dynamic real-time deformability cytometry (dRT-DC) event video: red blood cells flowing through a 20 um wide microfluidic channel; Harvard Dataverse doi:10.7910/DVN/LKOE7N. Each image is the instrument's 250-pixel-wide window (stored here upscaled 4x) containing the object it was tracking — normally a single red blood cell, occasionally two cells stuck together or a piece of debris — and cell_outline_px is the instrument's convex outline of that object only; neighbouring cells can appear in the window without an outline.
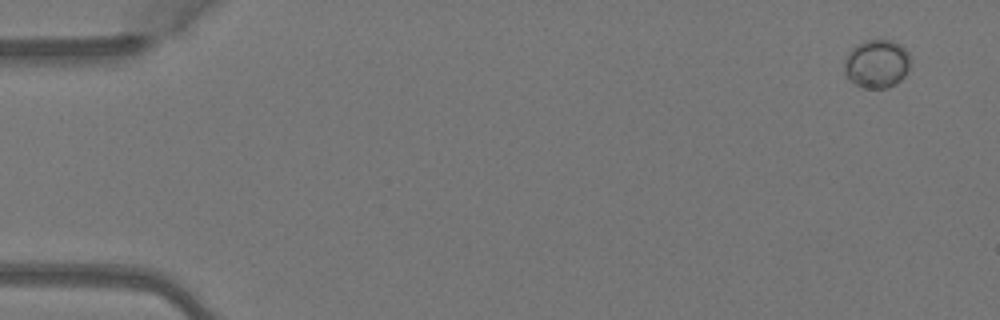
{"species": "Egyptian fruit bat (a non-hibernating species)", "species_latin": "Rousettus aegyptiacus", "temperature_condition": "warm", "stored_images_in_passage": 4, "camera_frame_rate_fps": 3000, "um_per_image_px": 0.085, "animal": {"sex": "female"}, "frame": {"image": 1, "passage_image": 1, "time_ms": 0.0, "image_size_px": [1000, 320], "cell_outline_px": [[908, 68], [904, 76], [896, 84], [888, 88], [868, 88], [856, 84], [844, 72], [844, 60], [852, 48], [856, 44], [868, 40], [892, 40], [900, 44], [908, 52]], "centroid_in_image_um": [74.52, 5.41], "position_along_channel_um": 10.5, "area_um2": 18.38}}
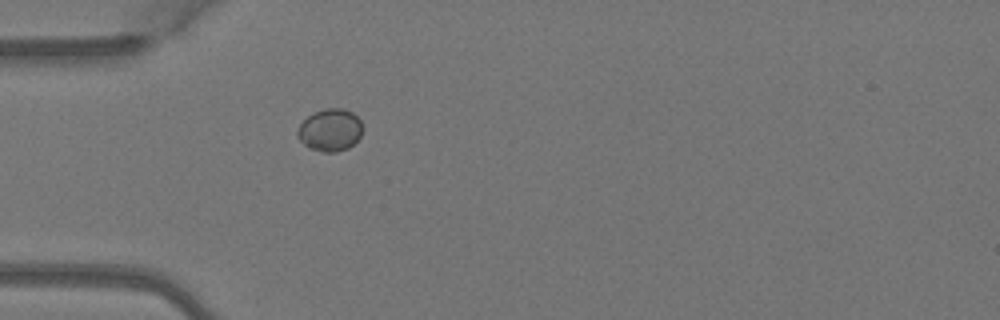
{"frame": {"image": 2, "passage_image": 4, "time_ms": 1.0, "image_size_px": [1000, 320], "cell_outline_px": [[364, 128], [360, 136], [348, 148], [336, 152], [324, 152], [308, 148], [296, 136], [296, 132], [300, 124], [308, 116], [324, 108], [344, 108], [352, 112], [360, 120]], "centroid_in_image_um": [28.06, 11.05], "position_along_channel_um": 56.9, "area_um2": 16.13}}